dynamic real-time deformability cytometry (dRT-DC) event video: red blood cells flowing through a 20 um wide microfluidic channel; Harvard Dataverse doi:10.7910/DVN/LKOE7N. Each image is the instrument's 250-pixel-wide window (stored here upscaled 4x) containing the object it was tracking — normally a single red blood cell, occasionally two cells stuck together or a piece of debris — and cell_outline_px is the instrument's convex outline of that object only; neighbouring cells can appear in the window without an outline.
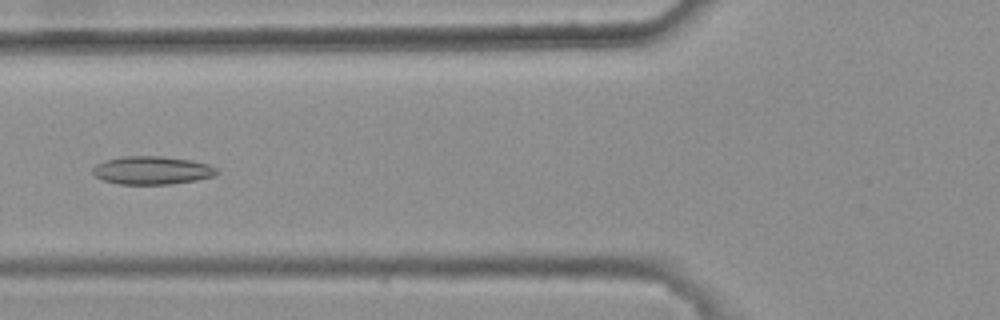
{"species": "common noctule bat (a hibernating species)", "species_latin": "Nyctalus noctula", "temperature_condition": "warm", "stored_images_in_passage": 46, "camera_frame_rate_fps": 3000, "um_per_image_px": 0.085, "animal": {"sex": "female", "body_mass_g": 25.1}, "frame": {"image": 1, "passage_image": 21, "time_ms": 6.667, "image_size_px": [1000, 320], "cell_outline_px": [[220, 172], [216, 176], [196, 180], [172, 184], [120, 184], [104, 180], [96, 176], [92, 172], [92, 168], [96, 164], [104, 160], [124, 156], [160, 156], [192, 160], [208, 164], [216, 168]], "centroid_in_image_um": [12.95, 14.47], "position_along_channel_um": 112.9, "area_um2": 20.46}}
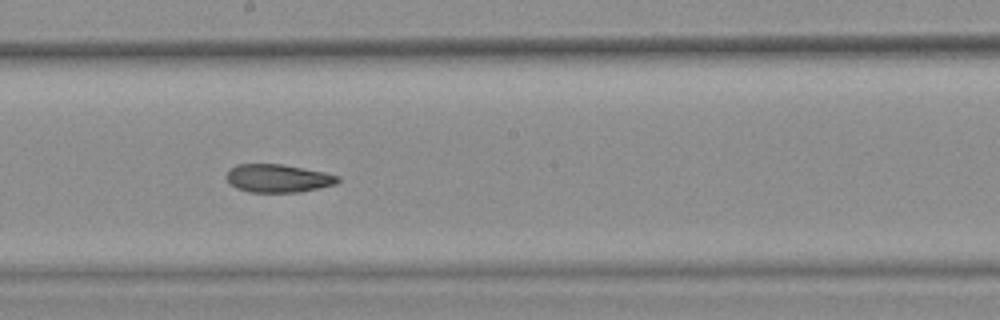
{"frame": {"image": 2, "passage_image": 30, "time_ms": 9.667, "image_size_px": [1000, 320], "cell_outline_px": [[340, 180], [336, 184], [320, 188], [300, 192], [248, 192], [236, 188], [228, 184], [224, 176], [236, 164], [280, 164], [324, 172], [340, 176]], "centroid_in_image_um": [23.61, 15.16], "position_along_channel_um": 224.6, "area_um2": 18.38}}
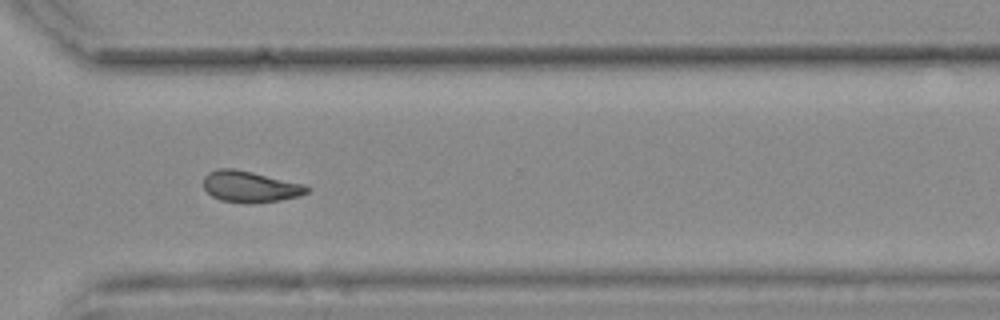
{"frame": {"image": 3, "passage_image": 40, "time_ms": 13.0, "image_size_px": [1000, 320], "cell_outline_px": [[312, 188], [308, 192], [300, 196], [280, 200], [256, 204], [248, 204], [220, 200], [212, 196], [204, 188], [204, 176], [208, 172], [220, 168], [232, 168], [252, 172], [304, 184]], "centroid_in_image_um": [21.28, 15.88], "position_along_channel_um": 349.3, "area_um2": 19.02}, "authors_computed_cell_mechanics": {"area_um2": 19.363, "velocity_mm_per_s": 3.7271, "shape_relaxation_time_tau1_ms": null, "shape_relaxation_time_tau2_ms": 6.9302, "deformation_change_tau1": null, "deformation_change_tau2": 0.1328}}